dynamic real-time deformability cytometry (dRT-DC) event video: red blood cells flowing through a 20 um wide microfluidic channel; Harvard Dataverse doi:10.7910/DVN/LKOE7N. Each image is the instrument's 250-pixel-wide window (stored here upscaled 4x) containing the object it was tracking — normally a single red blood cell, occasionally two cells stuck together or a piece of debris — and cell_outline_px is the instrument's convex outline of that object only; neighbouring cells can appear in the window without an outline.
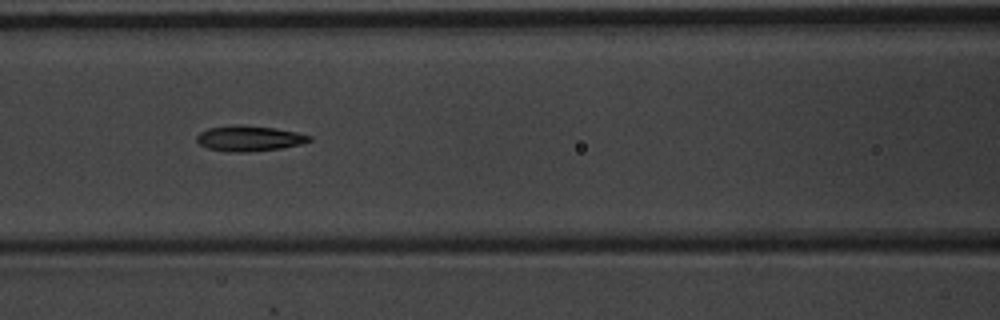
{"species": "common noctule bat (a hibernating species)", "species_latin": "Nyctalus noctula", "temperature_condition": "warm", "stored_images_in_passage": 11, "camera_frame_rate_fps": 3000, "um_per_image_px": 0.085, "animal": {"sex": "male", "body_mass_g": 20.1, "forearm_length_mm": 53.5}, "frame": {"image": 1, "passage_image": 7, "time_ms": 2.0, "image_size_px": [1000, 320], "cell_outline_px": [[312, 140], [300, 144], [284, 148], [252, 152], [228, 152], [208, 148], [200, 144], [196, 140], [196, 136], [200, 132], [208, 128], [236, 124], [240, 124], [272, 128], [296, 132], [312, 136]], "centroid_in_image_um": [21.18, 11.77], "position_along_channel_um": 145.4, "area_um2": 16.82}}
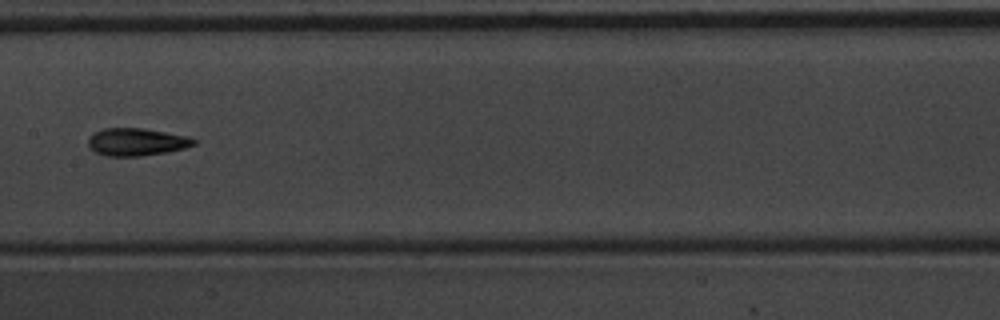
{"frame": {"image": 2, "passage_image": 8, "time_ms": 2.333, "image_size_px": [1000, 320], "cell_outline_px": [[196, 144], [184, 148], [168, 152], [140, 156], [108, 156], [96, 152], [88, 148], [88, 136], [92, 132], [104, 128], [144, 128], [188, 136], [196, 140]], "centroid_in_image_um": [11.57, 12.06], "position_along_channel_um": 195.8, "area_um2": 17.17}}